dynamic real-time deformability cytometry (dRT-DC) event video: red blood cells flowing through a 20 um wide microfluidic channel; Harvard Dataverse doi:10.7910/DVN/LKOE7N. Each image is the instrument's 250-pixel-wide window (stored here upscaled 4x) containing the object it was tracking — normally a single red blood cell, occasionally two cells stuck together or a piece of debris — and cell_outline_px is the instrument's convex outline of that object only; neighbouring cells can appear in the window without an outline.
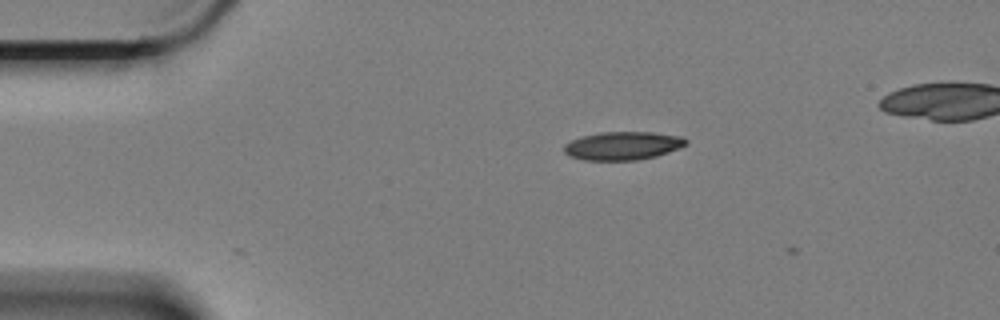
{"species": "Egyptian fruit bat (a non-hibernating species)", "species_latin": "Rousettus aegyptiacus", "temperature_condition": "cold", "stored_images_in_passage": 2, "camera_frame_rate_fps": 3000, "um_per_image_px": 0.085, "animal": {"sex": "female"}, "frame": {"image": 1, "passage_image": 2, "time_ms": 0.333, "image_size_px": [1000, 320], "cell_outline_px": [[688, 144], [680, 148], [656, 156], [636, 160], [584, 160], [568, 156], [564, 152], [564, 144], [572, 140], [584, 136], [600, 132], [652, 132], [684, 136], [688, 140]], "centroid_in_image_um": [52.97, 12.38], "position_along_channel_um": 32.0, "area_um2": 20.23}}